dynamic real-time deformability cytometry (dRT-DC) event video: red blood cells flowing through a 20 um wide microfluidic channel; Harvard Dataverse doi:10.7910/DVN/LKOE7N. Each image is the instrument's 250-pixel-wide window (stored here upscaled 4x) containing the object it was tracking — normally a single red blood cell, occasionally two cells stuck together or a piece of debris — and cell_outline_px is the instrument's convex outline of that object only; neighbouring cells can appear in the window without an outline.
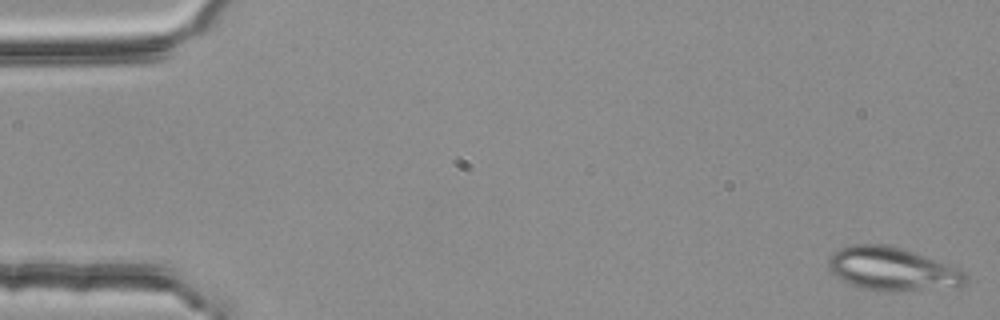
{"species": "common noctule bat (a hibernating species)", "species_latin": "Nyctalus noctula", "temperature_condition": "room temperature", "stored_images_in_passage": 52, "camera_frame_rate_fps": 3000, "um_per_image_px": 0.085, "animal": {"sex": "female", "body_mass_g": 25.1}, "frame": {"image": 1, "passage_image": 1, "time_ms": 0.0, "image_size_px": [1000, 320], "cell_outline_px": [[968, 280], [964, 284], [956, 288], [892, 292], [884, 292], [864, 288], [840, 280], [828, 268], [828, 260], [832, 252], [836, 248], [848, 244], [888, 244], [904, 248], [948, 264], [964, 272], [968, 276]], "centroid_in_image_um": [75.85, 22.86], "position_along_channel_um": 9.2, "area_um2": 35.37}}
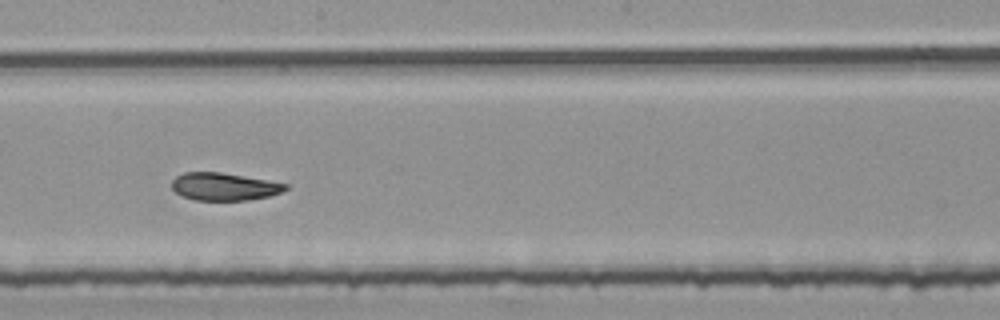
{"frame": {"image": 2, "passage_image": 30, "time_ms": 9.667, "image_size_px": [1000, 320], "cell_outline_px": [[288, 188], [280, 192], [268, 196], [248, 200], [196, 200], [180, 196], [172, 188], [172, 180], [176, 176], [184, 172], [220, 172], [268, 180], [288, 184]], "centroid_in_image_um": [19.02, 15.86], "position_along_channel_um": 229.2, "area_um2": 18.26}}
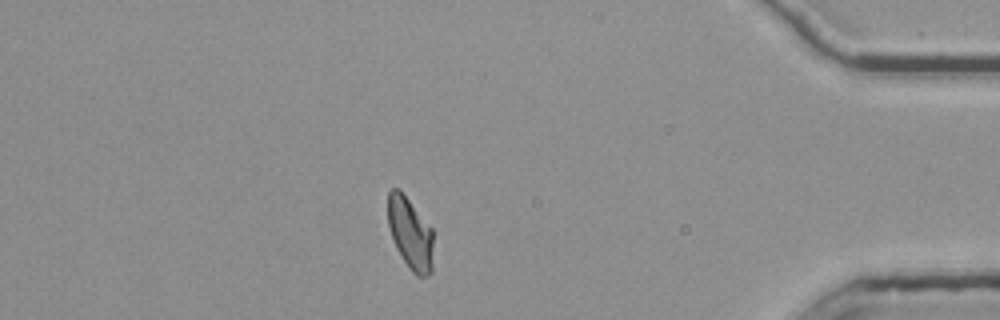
{"frame": {"image": 3, "passage_image": 47, "time_ms": 15.333, "image_size_px": [1000, 320], "cell_outline_px": [[432, 272], [428, 276], [416, 276], [412, 272], [396, 248], [388, 224], [388, 192], [392, 188], [400, 188], [432, 228]], "centroid_in_image_um": [34.87, 19.82], "position_along_channel_um": 400.3, "area_um2": 19.02}, "authors_computed_cell_mechanics": {"area_um2": 19.8832, "velocity_mm_per_s": 3.7847, "shape_relaxation_time_tau1_ms": null, "shape_relaxation_time_tau2_ms": 1.8694, "deformation_change_tau1": null, "deformation_change_tau2": 0.0761}}